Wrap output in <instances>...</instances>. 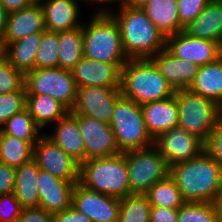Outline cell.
I'll use <instances>...</instances> for the list:
<instances>
[{"label": "cell", "instance_id": "6da1fadb", "mask_svg": "<svg viewBox=\"0 0 222 222\" xmlns=\"http://www.w3.org/2000/svg\"><path fill=\"white\" fill-rule=\"evenodd\" d=\"M117 12L109 7L97 9L94 15H112L121 34L122 46L129 59H151L166 48V37L148 18L142 8L119 5Z\"/></svg>", "mask_w": 222, "mask_h": 222}, {"label": "cell", "instance_id": "7a4b0ae2", "mask_svg": "<svg viewBox=\"0 0 222 222\" xmlns=\"http://www.w3.org/2000/svg\"><path fill=\"white\" fill-rule=\"evenodd\" d=\"M185 202L214 203L222 188V167L204 150L198 157L170 166Z\"/></svg>", "mask_w": 222, "mask_h": 222}, {"label": "cell", "instance_id": "3957f363", "mask_svg": "<svg viewBox=\"0 0 222 222\" xmlns=\"http://www.w3.org/2000/svg\"><path fill=\"white\" fill-rule=\"evenodd\" d=\"M121 95L138 105L163 100L175 90L151 59H129L121 68Z\"/></svg>", "mask_w": 222, "mask_h": 222}, {"label": "cell", "instance_id": "277c9868", "mask_svg": "<svg viewBox=\"0 0 222 222\" xmlns=\"http://www.w3.org/2000/svg\"><path fill=\"white\" fill-rule=\"evenodd\" d=\"M79 183L90 190L119 199L130 195L125 152L85 160L80 164Z\"/></svg>", "mask_w": 222, "mask_h": 222}, {"label": "cell", "instance_id": "5b68a950", "mask_svg": "<svg viewBox=\"0 0 222 222\" xmlns=\"http://www.w3.org/2000/svg\"><path fill=\"white\" fill-rule=\"evenodd\" d=\"M86 24H82L83 56L105 63L129 60L122 46L119 26L112 15L93 14Z\"/></svg>", "mask_w": 222, "mask_h": 222}, {"label": "cell", "instance_id": "8992f818", "mask_svg": "<svg viewBox=\"0 0 222 222\" xmlns=\"http://www.w3.org/2000/svg\"><path fill=\"white\" fill-rule=\"evenodd\" d=\"M174 95L179 110L178 126L206 143L222 118V107L189 89L176 90Z\"/></svg>", "mask_w": 222, "mask_h": 222}, {"label": "cell", "instance_id": "52a82bcc", "mask_svg": "<svg viewBox=\"0 0 222 222\" xmlns=\"http://www.w3.org/2000/svg\"><path fill=\"white\" fill-rule=\"evenodd\" d=\"M110 126L122 153L154 145V139L146 128L141 105L122 95L116 100Z\"/></svg>", "mask_w": 222, "mask_h": 222}, {"label": "cell", "instance_id": "ba28073f", "mask_svg": "<svg viewBox=\"0 0 222 222\" xmlns=\"http://www.w3.org/2000/svg\"><path fill=\"white\" fill-rule=\"evenodd\" d=\"M125 157L131 194H145L170 175V166L155 145L126 151Z\"/></svg>", "mask_w": 222, "mask_h": 222}, {"label": "cell", "instance_id": "9c48e42d", "mask_svg": "<svg viewBox=\"0 0 222 222\" xmlns=\"http://www.w3.org/2000/svg\"><path fill=\"white\" fill-rule=\"evenodd\" d=\"M27 95H48L69 111L74 106L78 87L72 72L60 67L33 69L25 74Z\"/></svg>", "mask_w": 222, "mask_h": 222}, {"label": "cell", "instance_id": "30bf717a", "mask_svg": "<svg viewBox=\"0 0 222 222\" xmlns=\"http://www.w3.org/2000/svg\"><path fill=\"white\" fill-rule=\"evenodd\" d=\"M42 134L33 149V160L40 170L65 181L79 182L80 164Z\"/></svg>", "mask_w": 222, "mask_h": 222}, {"label": "cell", "instance_id": "8fae6325", "mask_svg": "<svg viewBox=\"0 0 222 222\" xmlns=\"http://www.w3.org/2000/svg\"><path fill=\"white\" fill-rule=\"evenodd\" d=\"M121 96L120 88L81 87L71 113L85 115L110 124L116 100Z\"/></svg>", "mask_w": 222, "mask_h": 222}, {"label": "cell", "instance_id": "7c38bea8", "mask_svg": "<svg viewBox=\"0 0 222 222\" xmlns=\"http://www.w3.org/2000/svg\"><path fill=\"white\" fill-rule=\"evenodd\" d=\"M85 146V160L111 157L122 153L110 124L85 115H77Z\"/></svg>", "mask_w": 222, "mask_h": 222}, {"label": "cell", "instance_id": "4fadbf2b", "mask_svg": "<svg viewBox=\"0 0 222 222\" xmlns=\"http://www.w3.org/2000/svg\"><path fill=\"white\" fill-rule=\"evenodd\" d=\"M154 145L169 166L194 159L205 150V143L200 138L179 126L160 134Z\"/></svg>", "mask_w": 222, "mask_h": 222}, {"label": "cell", "instance_id": "5bb4252c", "mask_svg": "<svg viewBox=\"0 0 222 222\" xmlns=\"http://www.w3.org/2000/svg\"><path fill=\"white\" fill-rule=\"evenodd\" d=\"M72 206L86 214L91 222H117L120 199L95 192L77 182L73 191Z\"/></svg>", "mask_w": 222, "mask_h": 222}, {"label": "cell", "instance_id": "9a60e30c", "mask_svg": "<svg viewBox=\"0 0 222 222\" xmlns=\"http://www.w3.org/2000/svg\"><path fill=\"white\" fill-rule=\"evenodd\" d=\"M221 45L215 41L191 37L184 31L166 37V49L180 59L198 66L216 61L221 57Z\"/></svg>", "mask_w": 222, "mask_h": 222}, {"label": "cell", "instance_id": "2e32d148", "mask_svg": "<svg viewBox=\"0 0 222 222\" xmlns=\"http://www.w3.org/2000/svg\"><path fill=\"white\" fill-rule=\"evenodd\" d=\"M126 63H105L83 56L71 71L77 87L120 88L121 68Z\"/></svg>", "mask_w": 222, "mask_h": 222}, {"label": "cell", "instance_id": "e0dca14e", "mask_svg": "<svg viewBox=\"0 0 222 222\" xmlns=\"http://www.w3.org/2000/svg\"><path fill=\"white\" fill-rule=\"evenodd\" d=\"M76 183L59 179L48 172L39 170L37 177L39 207L51 214L66 210L72 205Z\"/></svg>", "mask_w": 222, "mask_h": 222}, {"label": "cell", "instance_id": "ac0fdd59", "mask_svg": "<svg viewBox=\"0 0 222 222\" xmlns=\"http://www.w3.org/2000/svg\"><path fill=\"white\" fill-rule=\"evenodd\" d=\"M151 60L175 91L189 89L199 69L196 63L173 56L166 48Z\"/></svg>", "mask_w": 222, "mask_h": 222}, {"label": "cell", "instance_id": "d6986e66", "mask_svg": "<svg viewBox=\"0 0 222 222\" xmlns=\"http://www.w3.org/2000/svg\"><path fill=\"white\" fill-rule=\"evenodd\" d=\"M45 18L41 5L31 4L19 11L8 13L2 43H12L32 33L46 31Z\"/></svg>", "mask_w": 222, "mask_h": 222}, {"label": "cell", "instance_id": "ffe728a7", "mask_svg": "<svg viewBox=\"0 0 222 222\" xmlns=\"http://www.w3.org/2000/svg\"><path fill=\"white\" fill-rule=\"evenodd\" d=\"M146 128L155 140L160 134L178 126L179 110L175 95L141 105Z\"/></svg>", "mask_w": 222, "mask_h": 222}, {"label": "cell", "instance_id": "44dd1931", "mask_svg": "<svg viewBox=\"0 0 222 222\" xmlns=\"http://www.w3.org/2000/svg\"><path fill=\"white\" fill-rule=\"evenodd\" d=\"M79 3L75 0H45L41 4L48 31H70L82 27L78 20Z\"/></svg>", "mask_w": 222, "mask_h": 222}, {"label": "cell", "instance_id": "7402d4cb", "mask_svg": "<svg viewBox=\"0 0 222 222\" xmlns=\"http://www.w3.org/2000/svg\"><path fill=\"white\" fill-rule=\"evenodd\" d=\"M55 124L53 135L46 134V136L79 164L83 163L85 161V146L78 127L77 114L69 111Z\"/></svg>", "mask_w": 222, "mask_h": 222}, {"label": "cell", "instance_id": "603a6c76", "mask_svg": "<svg viewBox=\"0 0 222 222\" xmlns=\"http://www.w3.org/2000/svg\"><path fill=\"white\" fill-rule=\"evenodd\" d=\"M183 31L191 37L215 41L222 46V0H210Z\"/></svg>", "mask_w": 222, "mask_h": 222}, {"label": "cell", "instance_id": "cb8c5ba5", "mask_svg": "<svg viewBox=\"0 0 222 222\" xmlns=\"http://www.w3.org/2000/svg\"><path fill=\"white\" fill-rule=\"evenodd\" d=\"M42 40V33H32L12 43H1L0 49L8 62L24 75L35 69L36 52Z\"/></svg>", "mask_w": 222, "mask_h": 222}, {"label": "cell", "instance_id": "d4e9b609", "mask_svg": "<svg viewBox=\"0 0 222 222\" xmlns=\"http://www.w3.org/2000/svg\"><path fill=\"white\" fill-rule=\"evenodd\" d=\"M189 90L215 101L222 107V58L199 66Z\"/></svg>", "mask_w": 222, "mask_h": 222}, {"label": "cell", "instance_id": "484cf974", "mask_svg": "<svg viewBox=\"0 0 222 222\" xmlns=\"http://www.w3.org/2000/svg\"><path fill=\"white\" fill-rule=\"evenodd\" d=\"M142 9L165 37L180 32L177 0H150Z\"/></svg>", "mask_w": 222, "mask_h": 222}, {"label": "cell", "instance_id": "4316f807", "mask_svg": "<svg viewBox=\"0 0 222 222\" xmlns=\"http://www.w3.org/2000/svg\"><path fill=\"white\" fill-rule=\"evenodd\" d=\"M39 170L40 168L33 159L16 168L14 193L23 208L39 206L37 189Z\"/></svg>", "mask_w": 222, "mask_h": 222}, {"label": "cell", "instance_id": "83f0119b", "mask_svg": "<svg viewBox=\"0 0 222 222\" xmlns=\"http://www.w3.org/2000/svg\"><path fill=\"white\" fill-rule=\"evenodd\" d=\"M26 109L40 128L56 123L69 112L59 101L44 94L27 95Z\"/></svg>", "mask_w": 222, "mask_h": 222}, {"label": "cell", "instance_id": "f1b7e54d", "mask_svg": "<svg viewBox=\"0 0 222 222\" xmlns=\"http://www.w3.org/2000/svg\"><path fill=\"white\" fill-rule=\"evenodd\" d=\"M58 67L72 71L83 58V31L79 27L70 31H59Z\"/></svg>", "mask_w": 222, "mask_h": 222}, {"label": "cell", "instance_id": "f546056e", "mask_svg": "<svg viewBox=\"0 0 222 222\" xmlns=\"http://www.w3.org/2000/svg\"><path fill=\"white\" fill-rule=\"evenodd\" d=\"M34 147L24 140L0 131V162L18 168L33 159Z\"/></svg>", "mask_w": 222, "mask_h": 222}, {"label": "cell", "instance_id": "4dcf8cb0", "mask_svg": "<svg viewBox=\"0 0 222 222\" xmlns=\"http://www.w3.org/2000/svg\"><path fill=\"white\" fill-rule=\"evenodd\" d=\"M145 195L151 206L179 209L185 203L181 191L170 175L156 182Z\"/></svg>", "mask_w": 222, "mask_h": 222}, {"label": "cell", "instance_id": "1f68e13d", "mask_svg": "<svg viewBox=\"0 0 222 222\" xmlns=\"http://www.w3.org/2000/svg\"><path fill=\"white\" fill-rule=\"evenodd\" d=\"M40 129L26 108L13 115L0 127L2 133L29 142L33 147L42 136Z\"/></svg>", "mask_w": 222, "mask_h": 222}, {"label": "cell", "instance_id": "d6a6232c", "mask_svg": "<svg viewBox=\"0 0 222 222\" xmlns=\"http://www.w3.org/2000/svg\"><path fill=\"white\" fill-rule=\"evenodd\" d=\"M151 204L145 194H130L120 199L117 222H149Z\"/></svg>", "mask_w": 222, "mask_h": 222}, {"label": "cell", "instance_id": "836d02e7", "mask_svg": "<svg viewBox=\"0 0 222 222\" xmlns=\"http://www.w3.org/2000/svg\"><path fill=\"white\" fill-rule=\"evenodd\" d=\"M59 33L44 31L36 52L35 69L58 67Z\"/></svg>", "mask_w": 222, "mask_h": 222}, {"label": "cell", "instance_id": "e575fe53", "mask_svg": "<svg viewBox=\"0 0 222 222\" xmlns=\"http://www.w3.org/2000/svg\"><path fill=\"white\" fill-rule=\"evenodd\" d=\"M178 222H219L214 203L185 202L178 209Z\"/></svg>", "mask_w": 222, "mask_h": 222}, {"label": "cell", "instance_id": "d590c367", "mask_svg": "<svg viewBox=\"0 0 222 222\" xmlns=\"http://www.w3.org/2000/svg\"><path fill=\"white\" fill-rule=\"evenodd\" d=\"M25 84V75L16 70L0 51V95L20 90Z\"/></svg>", "mask_w": 222, "mask_h": 222}, {"label": "cell", "instance_id": "8d00e7d4", "mask_svg": "<svg viewBox=\"0 0 222 222\" xmlns=\"http://www.w3.org/2000/svg\"><path fill=\"white\" fill-rule=\"evenodd\" d=\"M25 85L18 91L0 95V127L13 115L26 108Z\"/></svg>", "mask_w": 222, "mask_h": 222}, {"label": "cell", "instance_id": "74e56055", "mask_svg": "<svg viewBox=\"0 0 222 222\" xmlns=\"http://www.w3.org/2000/svg\"><path fill=\"white\" fill-rule=\"evenodd\" d=\"M210 0H177V10L180 19V31L203 11Z\"/></svg>", "mask_w": 222, "mask_h": 222}, {"label": "cell", "instance_id": "f35d334b", "mask_svg": "<svg viewBox=\"0 0 222 222\" xmlns=\"http://www.w3.org/2000/svg\"><path fill=\"white\" fill-rule=\"evenodd\" d=\"M22 209L14 192L0 195V222H18Z\"/></svg>", "mask_w": 222, "mask_h": 222}, {"label": "cell", "instance_id": "ab89813d", "mask_svg": "<svg viewBox=\"0 0 222 222\" xmlns=\"http://www.w3.org/2000/svg\"><path fill=\"white\" fill-rule=\"evenodd\" d=\"M205 151L222 167V118L205 143Z\"/></svg>", "mask_w": 222, "mask_h": 222}, {"label": "cell", "instance_id": "60d3db41", "mask_svg": "<svg viewBox=\"0 0 222 222\" xmlns=\"http://www.w3.org/2000/svg\"><path fill=\"white\" fill-rule=\"evenodd\" d=\"M16 168L0 162V195L14 192Z\"/></svg>", "mask_w": 222, "mask_h": 222}, {"label": "cell", "instance_id": "b9f144b4", "mask_svg": "<svg viewBox=\"0 0 222 222\" xmlns=\"http://www.w3.org/2000/svg\"><path fill=\"white\" fill-rule=\"evenodd\" d=\"M18 222H53V214L41 207H26L22 209Z\"/></svg>", "mask_w": 222, "mask_h": 222}, {"label": "cell", "instance_id": "7bdbcfd3", "mask_svg": "<svg viewBox=\"0 0 222 222\" xmlns=\"http://www.w3.org/2000/svg\"><path fill=\"white\" fill-rule=\"evenodd\" d=\"M149 222H178V209L151 206Z\"/></svg>", "mask_w": 222, "mask_h": 222}, {"label": "cell", "instance_id": "ee69618b", "mask_svg": "<svg viewBox=\"0 0 222 222\" xmlns=\"http://www.w3.org/2000/svg\"><path fill=\"white\" fill-rule=\"evenodd\" d=\"M53 222H91V219L71 205L66 210L53 214Z\"/></svg>", "mask_w": 222, "mask_h": 222}, {"label": "cell", "instance_id": "f6af8a7d", "mask_svg": "<svg viewBox=\"0 0 222 222\" xmlns=\"http://www.w3.org/2000/svg\"><path fill=\"white\" fill-rule=\"evenodd\" d=\"M8 13L19 11L31 5L29 0H0Z\"/></svg>", "mask_w": 222, "mask_h": 222}, {"label": "cell", "instance_id": "bcb514c9", "mask_svg": "<svg viewBox=\"0 0 222 222\" xmlns=\"http://www.w3.org/2000/svg\"><path fill=\"white\" fill-rule=\"evenodd\" d=\"M8 19V12L4 6L0 3V44L3 42L6 23Z\"/></svg>", "mask_w": 222, "mask_h": 222}, {"label": "cell", "instance_id": "7dc6e473", "mask_svg": "<svg viewBox=\"0 0 222 222\" xmlns=\"http://www.w3.org/2000/svg\"><path fill=\"white\" fill-rule=\"evenodd\" d=\"M150 0H121L120 4L135 7V8H142L144 7Z\"/></svg>", "mask_w": 222, "mask_h": 222}, {"label": "cell", "instance_id": "c3c4849f", "mask_svg": "<svg viewBox=\"0 0 222 222\" xmlns=\"http://www.w3.org/2000/svg\"><path fill=\"white\" fill-rule=\"evenodd\" d=\"M217 210V215H218V221L222 222V188L218 192L217 198L214 202Z\"/></svg>", "mask_w": 222, "mask_h": 222}, {"label": "cell", "instance_id": "681fc988", "mask_svg": "<svg viewBox=\"0 0 222 222\" xmlns=\"http://www.w3.org/2000/svg\"><path fill=\"white\" fill-rule=\"evenodd\" d=\"M75 1L77 2V1H79V0H75ZM82 1H85V0H82ZM87 1H88V2H93V3L96 2V3H100V4L102 3V5H104V4L107 5V4H109V3H114L115 1H116V2L119 1V3H120L121 0H86V2H87Z\"/></svg>", "mask_w": 222, "mask_h": 222}, {"label": "cell", "instance_id": "f907efd6", "mask_svg": "<svg viewBox=\"0 0 222 222\" xmlns=\"http://www.w3.org/2000/svg\"><path fill=\"white\" fill-rule=\"evenodd\" d=\"M31 4H39L41 5L45 0H29Z\"/></svg>", "mask_w": 222, "mask_h": 222}]
</instances>
